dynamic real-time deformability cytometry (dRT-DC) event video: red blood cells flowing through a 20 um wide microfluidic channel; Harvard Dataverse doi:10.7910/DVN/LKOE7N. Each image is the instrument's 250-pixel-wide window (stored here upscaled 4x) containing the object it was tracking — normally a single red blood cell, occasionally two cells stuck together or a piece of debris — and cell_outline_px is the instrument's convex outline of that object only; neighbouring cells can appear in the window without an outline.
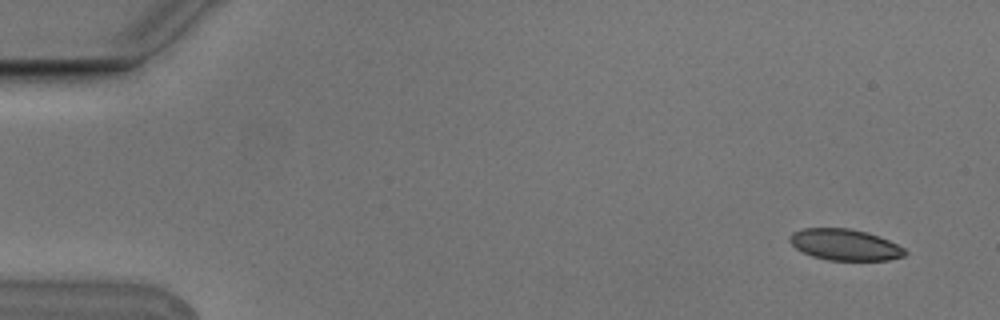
{"species": "Egyptian fruit bat (a non-hibernating species)", "species_latin": "Rousettus aegyptiacus", "temperature_condition": "cold", "stored_images_in_passage": 2, "camera_frame_rate_fps": 3000, "um_per_image_px": 0.085, "animal": {"sex": "male"}, "frame": {"image": 1, "passage_image": 2, "time_ms": 0.333, "image_size_px": [1000, 320], "cell_outline_px": [[908, 252], [904, 256], [888, 260], [828, 260], [812, 256], [796, 248], [788, 240], [788, 236], [792, 232], [800, 228], [848, 228], [868, 232], [880, 236], [904, 248]], "centroid_in_image_um": [71.8, 20.79], "position_along_channel_um": 13.2, "area_um2": 21.1}}